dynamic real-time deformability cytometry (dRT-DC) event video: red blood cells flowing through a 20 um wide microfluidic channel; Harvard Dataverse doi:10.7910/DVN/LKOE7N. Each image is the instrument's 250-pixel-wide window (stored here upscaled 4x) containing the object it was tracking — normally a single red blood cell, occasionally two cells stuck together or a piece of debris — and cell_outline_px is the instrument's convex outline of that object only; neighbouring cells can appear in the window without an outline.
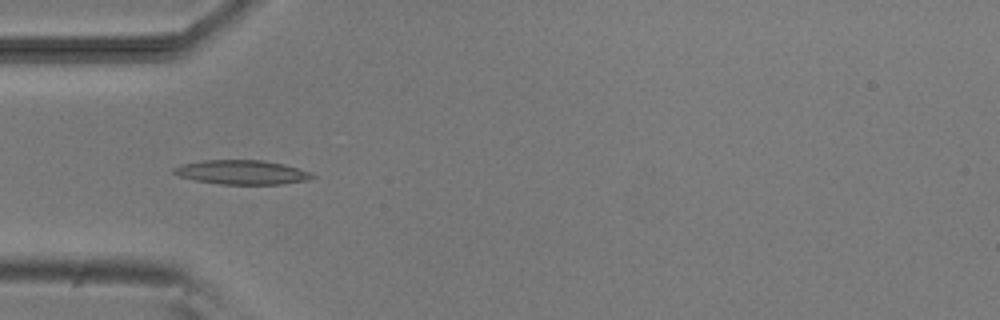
{"species": "common noctule bat (a hibernating species)", "species_latin": "Nyctalus noctula", "temperature_condition": "room temperature", "stored_images_in_passage": 6, "camera_frame_rate_fps": 3000, "um_per_image_px": 0.085, "animal": {"sex": "male", "body_mass_g": 20.5, "forearm_length_mm": 52.5}, "frame": {"image": 1, "passage_image": 4, "time_ms": 4.333, "image_size_px": [1000, 320], "cell_outline_px": [[316, 176], [308, 180], [284, 184], [220, 184], [196, 180], [180, 176], [172, 172], [172, 168], [180, 164], [204, 160], [260, 160], [284, 164], [308, 172]], "centroid_in_image_um": [20.53, 14.64], "position_along_channel_um": 64.5, "area_um2": 19.42}}
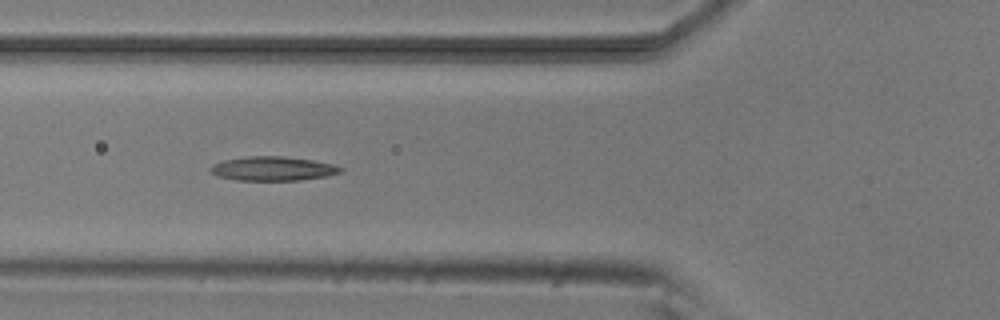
{"frame": {"image": 2, "passage_image": 5, "time_ms": 5.333, "image_size_px": [1000, 320], "cell_outline_px": [[344, 168], [340, 172], [328, 176], [300, 180], [236, 180], [216, 176], [208, 168], [212, 164], [224, 160], [248, 156], [284, 156], [312, 160], [332, 164]], "centroid_in_image_um": [23.17, 14.33], "position_along_channel_um": 102.6, "area_um2": 18.32}}
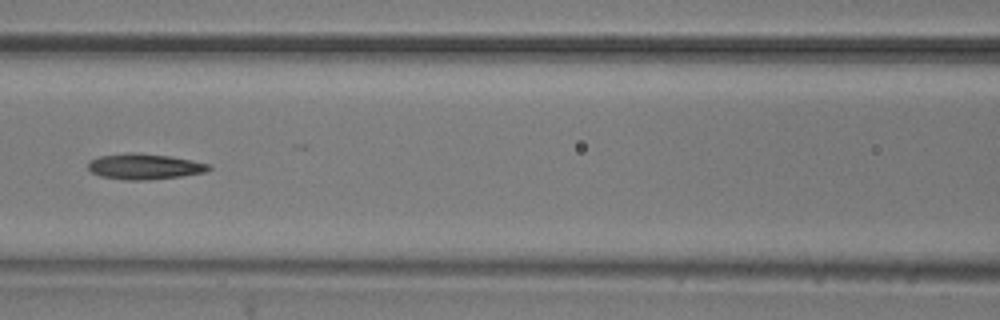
{"frame": {"image": 3, "passage_image": 6, "time_ms": 6.667, "image_size_px": [1000, 320], "cell_outline_px": [[212, 168], [204, 172], [180, 176], [148, 180], [124, 180], [100, 176], [92, 172], [88, 168], [88, 160], [100, 156], [128, 152], [140, 152], [172, 156], [192, 160], [208, 164]], "centroid_in_image_um": [12.25, 14.14], "position_along_channel_um": 154.4, "area_um2": 18.21}}